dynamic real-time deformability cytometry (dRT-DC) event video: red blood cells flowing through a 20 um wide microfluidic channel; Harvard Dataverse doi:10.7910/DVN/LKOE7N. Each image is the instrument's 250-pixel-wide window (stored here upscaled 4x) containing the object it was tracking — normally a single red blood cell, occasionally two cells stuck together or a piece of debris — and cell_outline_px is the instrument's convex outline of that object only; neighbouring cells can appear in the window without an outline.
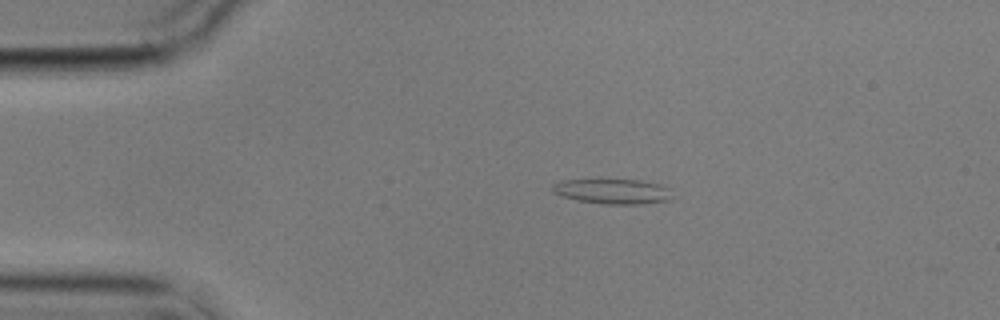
{"species": "common noctule bat (a hibernating species)", "species_latin": "Nyctalus noctula", "temperature_condition": "cold", "stored_images_in_passage": 4, "camera_frame_rate_fps": 3000, "um_per_image_px": 0.085, "animal": {"sex": "male", "body_mass_g": 17.9}, "frame": {"image": 1, "passage_image": 2, "time_ms": 1.333, "image_size_px": [1000, 320], "cell_outline_px": [[668, 200], [640, 204], [604, 204], [576, 200], [552, 192], [552, 184], [560, 180], [600, 176], [640, 180], [660, 184], [668, 188]], "centroid_in_image_um": [51.94, 16.19], "position_along_channel_um": 33.1, "area_um2": 18.32}}